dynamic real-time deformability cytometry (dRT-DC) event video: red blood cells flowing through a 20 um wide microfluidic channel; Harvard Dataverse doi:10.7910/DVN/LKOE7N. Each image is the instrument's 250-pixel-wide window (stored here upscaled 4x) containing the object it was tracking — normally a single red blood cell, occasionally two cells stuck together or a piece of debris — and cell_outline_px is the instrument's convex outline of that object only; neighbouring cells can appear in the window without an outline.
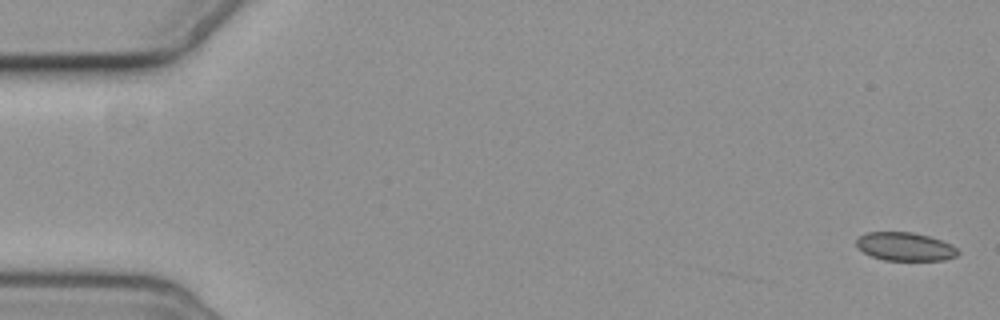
{"species": "common noctule bat (a hibernating species)", "species_latin": "Nyctalus noctula", "temperature_condition": "cold", "stored_images_in_passage": 7, "camera_frame_rate_fps": 3000, "um_per_image_px": 0.085, "animal": {"sex": "female", "body_mass_g": 19.3, "forearm_length_mm": 54.1}, "frame": {"image": 1, "passage_image": 1, "time_ms": 0.0, "image_size_px": [1000, 320], "cell_outline_px": [[960, 252], [956, 256], [944, 260], [884, 260], [872, 256], [864, 252], [856, 244], [856, 240], [860, 236], [868, 232], [912, 232], [928, 236], [952, 244]], "centroid_in_image_um": [76.95, 20.96], "position_along_channel_um": 8.0, "area_um2": 16.65}}
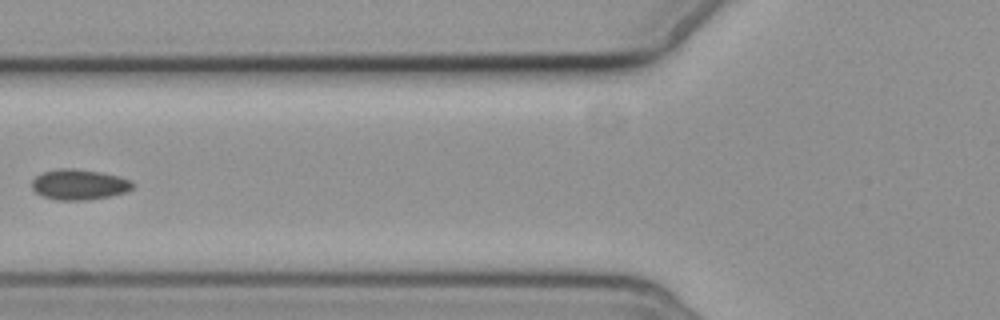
{"frame": {"image": 2, "passage_image": 6, "time_ms": 7.333, "image_size_px": [1000, 320], "cell_outline_px": [[136, 184], [132, 188], [124, 192], [108, 196], [88, 200], [56, 200], [40, 196], [32, 188], [32, 180], [36, 176], [44, 172], [60, 168], [72, 168], [100, 172], [120, 176], [132, 180]], "centroid_in_image_um": [6.73, 15.68], "position_along_channel_um": 119.1, "area_um2": 17.98}}
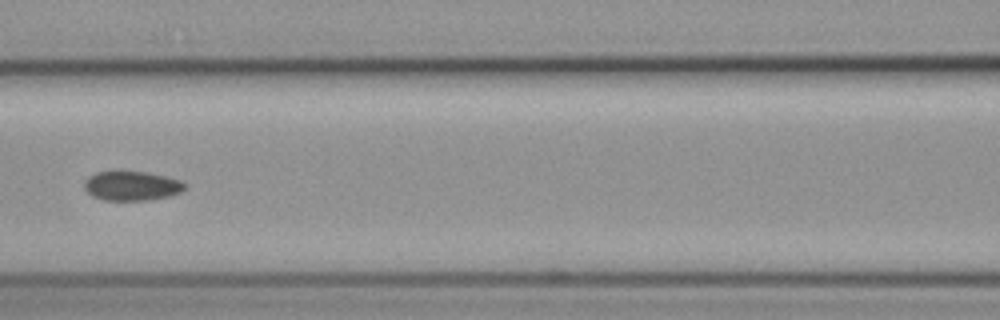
{"frame": {"image": 3, "passage_image": 7, "time_ms": 8.333, "image_size_px": [1000, 320], "cell_outline_px": [[184, 188], [180, 192], [168, 196], [148, 200], [104, 200], [92, 196], [84, 188], [84, 180], [88, 176], [96, 172], [144, 172], [164, 176], [180, 180], [184, 184]], "centroid_in_image_um": [11.14, 15.8], "position_along_channel_um": 155.5, "area_um2": 16.94}}